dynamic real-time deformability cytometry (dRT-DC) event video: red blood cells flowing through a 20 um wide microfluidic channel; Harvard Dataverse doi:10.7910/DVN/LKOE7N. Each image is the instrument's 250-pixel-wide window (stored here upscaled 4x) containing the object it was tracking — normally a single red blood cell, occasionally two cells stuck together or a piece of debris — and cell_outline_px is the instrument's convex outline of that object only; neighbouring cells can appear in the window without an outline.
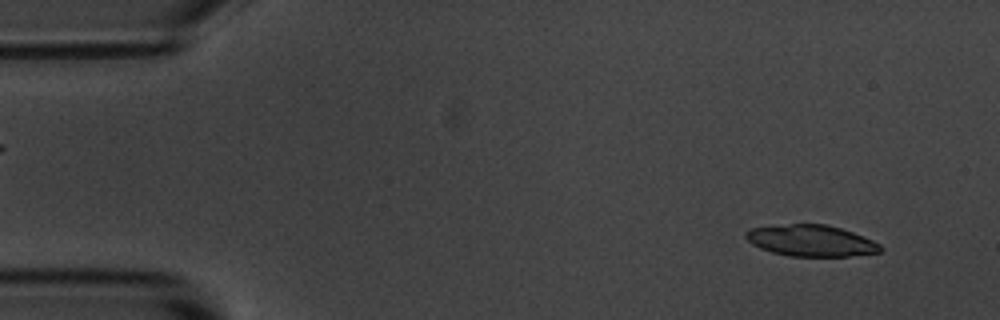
{"species": "common noctule bat (a hibernating species)", "species_latin": "Nyctalus noctula", "temperature_condition": "room temperature", "stored_images_in_passage": 16, "camera_frame_rate_fps": 3000, "um_per_image_px": 0.085, "animal": {"sex": "male", "body_mass_g": 20.1, "forearm_length_mm": 53.5}, "frame": {"image": 1, "passage_image": 4, "time_ms": 1.0, "image_size_px": [1000, 320], "cell_outline_px": [[884, 248], [880, 252], [848, 256], [788, 256], [772, 252], [760, 248], [752, 244], [744, 236], [744, 232], [752, 228], [792, 224], [824, 224], [840, 228], [852, 232], [872, 240], [880, 244]], "centroid_in_image_um": [68.94, 20.46], "position_along_channel_um": 16.1, "area_um2": 24.39}}
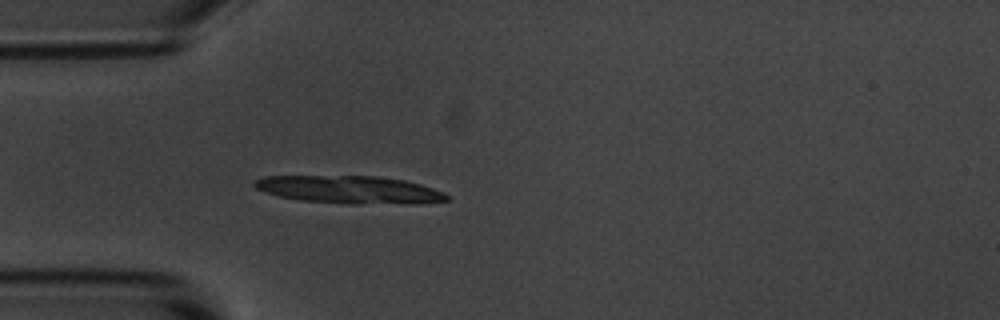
{"frame": {"image": 2, "passage_image": 15, "time_ms": 4.667, "image_size_px": [1000, 320], "cell_outline_px": [[448, 200], [424, 204], [348, 204], [300, 200], [280, 196], [264, 192], [256, 188], [252, 184], [252, 180], [264, 176], [376, 176], [404, 180], [420, 184], [444, 192], [448, 196]], "centroid_in_image_um": [29.72, 16.13], "position_along_channel_um": 55.3, "area_um2": 31.39}}